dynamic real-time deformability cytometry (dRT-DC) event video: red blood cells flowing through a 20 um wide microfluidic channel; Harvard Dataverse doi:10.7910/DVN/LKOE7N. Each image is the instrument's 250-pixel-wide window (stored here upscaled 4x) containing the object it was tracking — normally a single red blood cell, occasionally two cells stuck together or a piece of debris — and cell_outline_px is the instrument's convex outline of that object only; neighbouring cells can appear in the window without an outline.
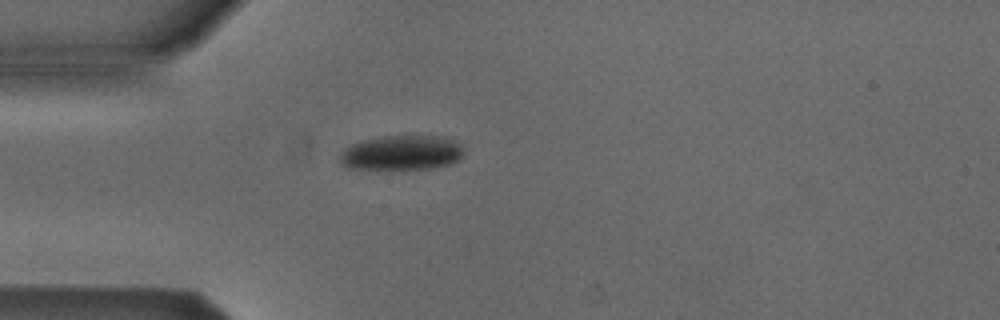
{"species": "Egyptian fruit bat (a non-hibernating species)", "species_latin": "Rousettus aegyptiacus", "temperature_condition": "cold", "stored_images_in_passage": 1, "camera_frame_rate_fps": 3000, "um_per_image_px": 0.085, "animal": {"sex": "male"}, "frame": {"image": 1, "passage_image": 1, "time_ms": 0.0, "image_size_px": [1000, 320], "cell_outline_px": [[464, 152], [456, 160], [448, 164], [432, 168], [344, 168], [340, 164], [340, 152], [344, 148], [352, 144], [364, 140], [380, 136], [452, 136], [460, 144]], "centroid_in_image_um": [34.13, 12.96], "position_along_channel_um": 50.9, "area_um2": 25.03}}